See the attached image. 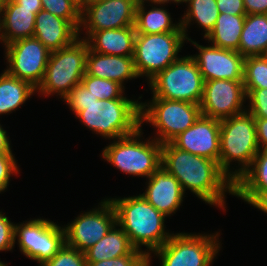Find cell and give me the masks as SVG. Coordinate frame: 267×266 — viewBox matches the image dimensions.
<instances>
[{"mask_svg":"<svg viewBox=\"0 0 267 266\" xmlns=\"http://www.w3.org/2000/svg\"><path fill=\"white\" fill-rule=\"evenodd\" d=\"M161 165L180 182L184 193L188 189L209 205L224 210L225 193L234 195V182L215 160L180 150L167 142L162 144Z\"/></svg>","mask_w":267,"mask_h":266,"instance_id":"obj_1","label":"cell"},{"mask_svg":"<svg viewBox=\"0 0 267 266\" xmlns=\"http://www.w3.org/2000/svg\"><path fill=\"white\" fill-rule=\"evenodd\" d=\"M109 200L114 205L118 227L128 235L135 249L147 254L149 266H151V252L161 248L172 235L165 230L166 216L141 194L126 198H109ZM140 246L147 247V250H142Z\"/></svg>","mask_w":267,"mask_h":266,"instance_id":"obj_2","label":"cell"},{"mask_svg":"<svg viewBox=\"0 0 267 266\" xmlns=\"http://www.w3.org/2000/svg\"><path fill=\"white\" fill-rule=\"evenodd\" d=\"M258 151L256 121L249 112L220 120L219 166L233 182L249 168ZM233 160L240 166L235 171L230 169Z\"/></svg>","mask_w":267,"mask_h":266,"instance_id":"obj_3","label":"cell"},{"mask_svg":"<svg viewBox=\"0 0 267 266\" xmlns=\"http://www.w3.org/2000/svg\"><path fill=\"white\" fill-rule=\"evenodd\" d=\"M141 102L130 99L97 100L81 105L76 115L92 132L103 138L118 139L141 127Z\"/></svg>","mask_w":267,"mask_h":266,"instance_id":"obj_4","label":"cell"},{"mask_svg":"<svg viewBox=\"0 0 267 266\" xmlns=\"http://www.w3.org/2000/svg\"><path fill=\"white\" fill-rule=\"evenodd\" d=\"M142 130L115 139L102 151V157L108 163L125 174L147 179L161 166L162 144L154 138L142 141Z\"/></svg>","mask_w":267,"mask_h":266,"instance_id":"obj_5","label":"cell"},{"mask_svg":"<svg viewBox=\"0 0 267 266\" xmlns=\"http://www.w3.org/2000/svg\"><path fill=\"white\" fill-rule=\"evenodd\" d=\"M89 45L77 38L71 45L50 52L44 78L36 91L47 96L56 93L62 99L81 83L86 71Z\"/></svg>","mask_w":267,"mask_h":266,"instance_id":"obj_6","label":"cell"},{"mask_svg":"<svg viewBox=\"0 0 267 266\" xmlns=\"http://www.w3.org/2000/svg\"><path fill=\"white\" fill-rule=\"evenodd\" d=\"M153 98L201 103L204 80L194 58L184 56L148 81Z\"/></svg>","mask_w":267,"mask_h":266,"instance_id":"obj_7","label":"cell"},{"mask_svg":"<svg viewBox=\"0 0 267 266\" xmlns=\"http://www.w3.org/2000/svg\"><path fill=\"white\" fill-rule=\"evenodd\" d=\"M201 115L199 104L152 98L149 103L141 102L140 122L141 126L147 122L156 127L154 139L164 144L186 131Z\"/></svg>","mask_w":267,"mask_h":266,"instance_id":"obj_8","label":"cell"},{"mask_svg":"<svg viewBox=\"0 0 267 266\" xmlns=\"http://www.w3.org/2000/svg\"><path fill=\"white\" fill-rule=\"evenodd\" d=\"M185 40L183 31L136 34L133 58L138 76H146L150 81L179 59L177 55Z\"/></svg>","mask_w":267,"mask_h":266,"instance_id":"obj_9","label":"cell"},{"mask_svg":"<svg viewBox=\"0 0 267 266\" xmlns=\"http://www.w3.org/2000/svg\"><path fill=\"white\" fill-rule=\"evenodd\" d=\"M219 235L173 233L154 254L161 266H210L220 251Z\"/></svg>","mask_w":267,"mask_h":266,"instance_id":"obj_10","label":"cell"},{"mask_svg":"<svg viewBox=\"0 0 267 266\" xmlns=\"http://www.w3.org/2000/svg\"><path fill=\"white\" fill-rule=\"evenodd\" d=\"M14 239L20 251L40 266L53 258L65 244L64 228L41 218L15 224Z\"/></svg>","mask_w":267,"mask_h":266,"instance_id":"obj_11","label":"cell"},{"mask_svg":"<svg viewBox=\"0 0 267 266\" xmlns=\"http://www.w3.org/2000/svg\"><path fill=\"white\" fill-rule=\"evenodd\" d=\"M5 50L9 65L5 71L37 89L44 78L50 51L35 37L13 41L5 45Z\"/></svg>","mask_w":267,"mask_h":266,"instance_id":"obj_12","label":"cell"},{"mask_svg":"<svg viewBox=\"0 0 267 266\" xmlns=\"http://www.w3.org/2000/svg\"><path fill=\"white\" fill-rule=\"evenodd\" d=\"M117 224L114 205L109 199L101 201L100 206L80 214L68 223L65 231V244L85 252L101 240Z\"/></svg>","mask_w":267,"mask_h":266,"instance_id":"obj_13","label":"cell"},{"mask_svg":"<svg viewBox=\"0 0 267 266\" xmlns=\"http://www.w3.org/2000/svg\"><path fill=\"white\" fill-rule=\"evenodd\" d=\"M138 0H102L89 2L81 10V27L87 40L94 32L134 26Z\"/></svg>","mask_w":267,"mask_h":266,"instance_id":"obj_14","label":"cell"},{"mask_svg":"<svg viewBox=\"0 0 267 266\" xmlns=\"http://www.w3.org/2000/svg\"><path fill=\"white\" fill-rule=\"evenodd\" d=\"M243 81L217 79L204 81L200 109L203 116L222 120L246 111Z\"/></svg>","mask_w":267,"mask_h":266,"instance_id":"obj_15","label":"cell"},{"mask_svg":"<svg viewBox=\"0 0 267 266\" xmlns=\"http://www.w3.org/2000/svg\"><path fill=\"white\" fill-rule=\"evenodd\" d=\"M190 41L199 53L193 55L204 81L225 79L243 81L244 57L237 51L214 45L202 46Z\"/></svg>","mask_w":267,"mask_h":266,"instance_id":"obj_16","label":"cell"},{"mask_svg":"<svg viewBox=\"0 0 267 266\" xmlns=\"http://www.w3.org/2000/svg\"><path fill=\"white\" fill-rule=\"evenodd\" d=\"M171 143L180 150L215 160L220 155V120L201 115Z\"/></svg>","mask_w":267,"mask_h":266,"instance_id":"obj_17","label":"cell"},{"mask_svg":"<svg viewBox=\"0 0 267 266\" xmlns=\"http://www.w3.org/2000/svg\"><path fill=\"white\" fill-rule=\"evenodd\" d=\"M147 184L141 195L164 216H171L180 208L185 193L180 182L162 165L148 178Z\"/></svg>","mask_w":267,"mask_h":266,"instance_id":"obj_18","label":"cell"},{"mask_svg":"<svg viewBox=\"0 0 267 266\" xmlns=\"http://www.w3.org/2000/svg\"><path fill=\"white\" fill-rule=\"evenodd\" d=\"M40 10L42 9L22 8L14 0L2 2L0 4V41L3 45L33 37L36 14Z\"/></svg>","mask_w":267,"mask_h":266,"instance_id":"obj_19","label":"cell"},{"mask_svg":"<svg viewBox=\"0 0 267 266\" xmlns=\"http://www.w3.org/2000/svg\"><path fill=\"white\" fill-rule=\"evenodd\" d=\"M33 37L50 52L69 46L79 38L78 30L69 21L45 10L36 14Z\"/></svg>","mask_w":267,"mask_h":266,"instance_id":"obj_20","label":"cell"},{"mask_svg":"<svg viewBox=\"0 0 267 266\" xmlns=\"http://www.w3.org/2000/svg\"><path fill=\"white\" fill-rule=\"evenodd\" d=\"M86 74L115 81L122 86L124 81L139 78L133 57L99 54L88 49Z\"/></svg>","mask_w":267,"mask_h":266,"instance_id":"obj_21","label":"cell"},{"mask_svg":"<svg viewBox=\"0 0 267 266\" xmlns=\"http://www.w3.org/2000/svg\"><path fill=\"white\" fill-rule=\"evenodd\" d=\"M136 31L134 26L94 32L86 41L99 54L134 56Z\"/></svg>","mask_w":267,"mask_h":266,"instance_id":"obj_22","label":"cell"},{"mask_svg":"<svg viewBox=\"0 0 267 266\" xmlns=\"http://www.w3.org/2000/svg\"><path fill=\"white\" fill-rule=\"evenodd\" d=\"M117 226L118 224H115L101 240L84 252L87 262L108 260L124 255H147L135 249L128 235L121 227L116 228Z\"/></svg>","mask_w":267,"mask_h":266,"instance_id":"obj_23","label":"cell"},{"mask_svg":"<svg viewBox=\"0 0 267 266\" xmlns=\"http://www.w3.org/2000/svg\"><path fill=\"white\" fill-rule=\"evenodd\" d=\"M267 51V14H249L244 20L237 52L244 58Z\"/></svg>","mask_w":267,"mask_h":266,"instance_id":"obj_24","label":"cell"},{"mask_svg":"<svg viewBox=\"0 0 267 266\" xmlns=\"http://www.w3.org/2000/svg\"><path fill=\"white\" fill-rule=\"evenodd\" d=\"M145 10V2L138 1L134 23L136 34L183 31L180 22L173 24L172 18L165 8L154 6L148 11Z\"/></svg>","mask_w":267,"mask_h":266,"instance_id":"obj_25","label":"cell"},{"mask_svg":"<svg viewBox=\"0 0 267 266\" xmlns=\"http://www.w3.org/2000/svg\"><path fill=\"white\" fill-rule=\"evenodd\" d=\"M246 15L219 13L214 29L205 38L219 48L237 51Z\"/></svg>","mask_w":267,"mask_h":266,"instance_id":"obj_26","label":"cell"},{"mask_svg":"<svg viewBox=\"0 0 267 266\" xmlns=\"http://www.w3.org/2000/svg\"><path fill=\"white\" fill-rule=\"evenodd\" d=\"M37 92L29 82L20 80L5 70L0 74V114L12 113Z\"/></svg>","mask_w":267,"mask_h":266,"instance_id":"obj_27","label":"cell"},{"mask_svg":"<svg viewBox=\"0 0 267 266\" xmlns=\"http://www.w3.org/2000/svg\"><path fill=\"white\" fill-rule=\"evenodd\" d=\"M188 3V9L184 13L180 21L184 35L187 41L190 40L187 34L188 25L192 21H195L199 25V28L204 29V38L214 29L218 15L219 9L217 8L216 0H186ZM188 36V37H187Z\"/></svg>","mask_w":267,"mask_h":266,"instance_id":"obj_28","label":"cell"},{"mask_svg":"<svg viewBox=\"0 0 267 266\" xmlns=\"http://www.w3.org/2000/svg\"><path fill=\"white\" fill-rule=\"evenodd\" d=\"M234 189H267V150H259L249 168L234 182Z\"/></svg>","mask_w":267,"mask_h":266,"instance_id":"obj_29","label":"cell"},{"mask_svg":"<svg viewBox=\"0 0 267 266\" xmlns=\"http://www.w3.org/2000/svg\"><path fill=\"white\" fill-rule=\"evenodd\" d=\"M243 84L245 90L267 89V57L249 56L244 59Z\"/></svg>","mask_w":267,"mask_h":266,"instance_id":"obj_30","label":"cell"},{"mask_svg":"<svg viewBox=\"0 0 267 266\" xmlns=\"http://www.w3.org/2000/svg\"><path fill=\"white\" fill-rule=\"evenodd\" d=\"M81 83L91 94L96 96L98 100L128 99L123 95L125 86L115 81L90 76L85 73Z\"/></svg>","mask_w":267,"mask_h":266,"instance_id":"obj_31","label":"cell"},{"mask_svg":"<svg viewBox=\"0 0 267 266\" xmlns=\"http://www.w3.org/2000/svg\"><path fill=\"white\" fill-rule=\"evenodd\" d=\"M42 10L69 21L80 36L81 9L72 0H41Z\"/></svg>","mask_w":267,"mask_h":266,"instance_id":"obj_32","label":"cell"},{"mask_svg":"<svg viewBox=\"0 0 267 266\" xmlns=\"http://www.w3.org/2000/svg\"><path fill=\"white\" fill-rule=\"evenodd\" d=\"M41 266H87L85 253L64 244L56 255Z\"/></svg>","mask_w":267,"mask_h":266,"instance_id":"obj_33","label":"cell"},{"mask_svg":"<svg viewBox=\"0 0 267 266\" xmlns=\"http://www.w3.org/2000/svg\"><path fill=\"white\" fill-rule=\"evenodd\" d=\"M64 100L76 116L81 111V105L93 103L98 99L82 83H79L63 98Z\"/></svg>","mask_w":267,"mask_h":266,"instance_id":"obj_34","label":"cell"},{"mask_svg":"<svg viewBox=\"0 0 267 266\" xmlns=\"http://www.w3.org/2000/svg\"><path fill=\"white\" fill-rule=\"evenodd\" d=\"M246 99L249 100V108L246 110L254 118L267 119V89L245 90Z\"/></svg>","mask_w":267,"mask_h":266,"instance_id":"obj_35","label":"cell"},{"mask_svg":"<svg viewBox=\"0 0 267 266\" xmlns=\"http://www.w3.org/2000/svg\"><path fill=\"white\" fill-rule=\"evenodd\" d=\"M234 196L267 213V189H234Z\"/></svg>","mask_w":267,"mask_h":266,"instance_id":"obj_36","label":"cell"},{"mask_svg":"<svg viewBox=\"0 0 267 266\" xmlns=\"http://www.w3.org/2000/svg\"><path fill=\"white\" fill-rule=\"evenodd\" d=\"M87 266H149L147 255H124L97 262H87Z\"/></svg>","mask_w":267,"mask_h":266,"instance_id":"obj_37","label":"cell"},{"mask_svg":"<svg viewBox=\"0 0 267 266\" xmlns=\"http://www.w3.org/2000/svg\"><path fill=\"white\" fill-rule=\"evenodd\" d=\"M19 171L13 153H0V193L9 186L11 175Z\"/></svg>","mask_w":267,"mask_h":266,"instance_id":"obj_38","label":"cell"},{"mask_svg":"<svg viewBox=\"0 0 267 266\" xmlns=\"http://www.w3.org/2000/svg\"><path fill=\"white\" fill-rule=\"evenodd\" d=\"M15 224L0 211V251H11L14 248Z\"/></svg>","mask_w":267,"mask_h":266,"instance_id":"obj_39","label":"cell"},{"mask_svg":"<svg viewBox=\"0 0 267 266\" xmlns=\"http://www.w3.org/2000/svg\"><path fill=\"white\" fill-rule=\"evenodd\" d=\"M219 13L246 15L243 0H216Z\"/></svg>","mask_w":267,"mask_h":266,"instance_id":"obj_40","label":"cell"},{"mask_svg":"<svg viewBox=\"0 0 267 266\" xmlns=\"http://www.w3.org/2000/svg\"><path fill=\"white\" fill-rule=\"evenodd\" d=\"M246 15L267 14V0H243Z\"/></svg>","mask_w":267,"mask_h":266,"instance_id":"obj_41","label":"cell"},{"mask_svg":"<svg viewBox=\"0 0 267 266\" xmlns=\"http://www.w3.org/2000/svg\"><path fill=\"white\" fill-rule=\"evenodd\" d=\"M259 150H267V119L255 118Z\"/></svg>","mask_w":267,"mask_h":266,"instance_id":"obj_42","label":"cell"},{"mask_svg":"<svg viewBox=\"0 0 267 266\" xmlns=\"http://www.w3.org/2000/svg\"><path fill=\"white\" fill-rule=\"evenodd\" d=\"M6 133V130H4L0 124V153H12L11 142Z\"/></svg>","mask_w":267,"mask_h":266,"instance_id":"obj_43","label":"cell"},{"mask_svg":"<svg viewBox=\"0 0 267 266\" xmlns=\"http://www.w3.org/2000/svg\"><path fill=\"white\" fill-rule=\"evenodd\" d=\"M22 8L27 9H42L41 0H14Z\"/></svg>","mask_w":267,"mask_h":266,"instance_id":"obj_44","label":"cell"},{"mask_svg":"<svg viewBox=\"0 0 267 266\" xmlns=\"http://www.w3.org/2000/svg\"><path fill=\"white\" fill-rule=\"evenodd\" d=\"M138 1L145 2V3L148 1L149 3L152 2L151 4H155V5L158 4L159 6H160L161 4L164 5L165 3H169V2H170V3H171V2H175V3H177L175 0H138Z\"/></svg>","mask_w":267,"mask_h":266,"instance_id":"obj_45","label":"cell"},{"mask_svg":"<svg viewBox=\"0 0 267 266\" xmlns=\"http://www.w3.org/2000/svg\"><path fill=\"white\" fill-rule=\"evenodd\" d=\"M81 10L89 3V0H72Z\"/></svg>","mask_w":267,"mask_h":266,"instance_id":"obj_46","label":"cell"},{"mask_svg":"<svg viewBox=\"0 0 267 266\" xmlns=\"http://www.w3.org/2000/svg\"><path fill=\"white\" fill-rule=\"evenodd\" d=\"M177 3H184L186 0H175Z\"/></svg>","mask_w":267,"mask_h":266,"instance_id":"obj_47","label":"cell"},{"mask_svg":"<svg viewBox=\"0 0 267 266\" xmlns=\"http://www.w3.org/2000/svg\"><path fill=\"white\" fill-rule=\"evenodd\" d=\"M0 266H7L6 263L4 264L2 261H0Z\"/></svg>","mask_w":267,"mask_h":266,"instance_id":"obj_48","label":"cell"},{"mask_svg":"<svg viewBox=\"0 0 267 266\" xmlns=\"http://www.w3.org/2000/svg\"><path fill=\"white\" fill-rule=\"evenodd\" d=\"M98 1H102V0H89V2H98Z\"/></svg>","mask_w":267,"mask_h":266,"instance_id":"obj_49","label":"cell"}]
</instances>
